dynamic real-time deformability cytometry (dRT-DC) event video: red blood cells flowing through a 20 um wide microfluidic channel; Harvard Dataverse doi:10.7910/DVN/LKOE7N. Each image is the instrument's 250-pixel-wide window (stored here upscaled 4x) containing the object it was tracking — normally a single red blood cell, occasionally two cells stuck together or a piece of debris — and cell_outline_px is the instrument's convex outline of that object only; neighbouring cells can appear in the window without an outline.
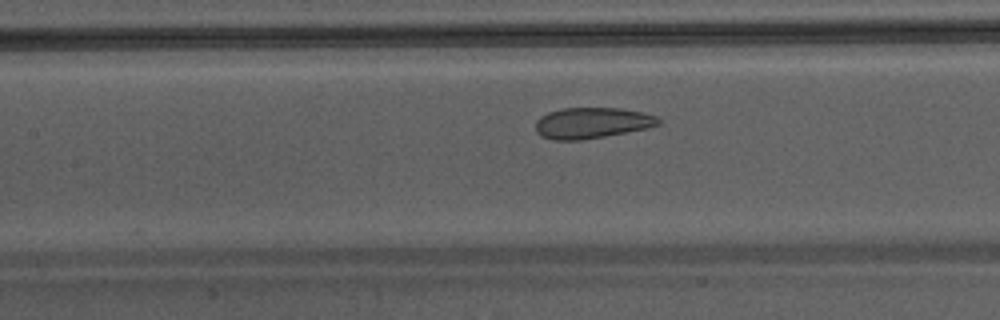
{"species": "Egyptian fruit bat (a non-hibernating species)", "species_latin": "Rousettus aegyptiacus", "temperature_condition": "warm", "stored_images_in_passage": 30, "camera_frame_rate_fps": 3000, "um_per_image_px": 0.085, "animal": {"sex": "male"}, "frame": {"image": 1, "passage_image": 9, "time_ms": 2.667, "image_size_px": [1000, 320], "cell_outline_px": [[660, 124], [648, 128], [604, 136], [580, 140], [552, 140], [540, 136], [536, 132], [536, 120], [540, 116], [548, 112], [560, 108], [620, 108], [644, 112], [656, 116], [660, 120]], "centroid_in_image_um": [50.29, 10.44], "position_along_channel_um": 157.1, "area_um2": 22.25}}
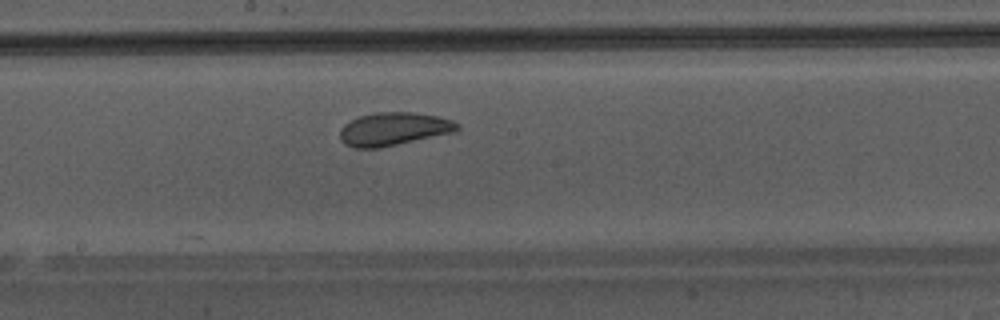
{"frame": {"image": 2, "passage_image": 13, "time_ms": 4.0, "image_size_px": [1000, 320], "cell_outline_px": [[460, 128], [452, 132], [396, 144], [376, 148], [356, 148], [344, 144], [340, 140], [340, 128], [344, 124], [360, 116], [376, 112], [412, 112], [440, 116], [452, 120], [460, 124]], "centroid_in_image_um": [33.44, 10.95], "position_along_channel_um": 214.8, "area_um2": 22.43}}